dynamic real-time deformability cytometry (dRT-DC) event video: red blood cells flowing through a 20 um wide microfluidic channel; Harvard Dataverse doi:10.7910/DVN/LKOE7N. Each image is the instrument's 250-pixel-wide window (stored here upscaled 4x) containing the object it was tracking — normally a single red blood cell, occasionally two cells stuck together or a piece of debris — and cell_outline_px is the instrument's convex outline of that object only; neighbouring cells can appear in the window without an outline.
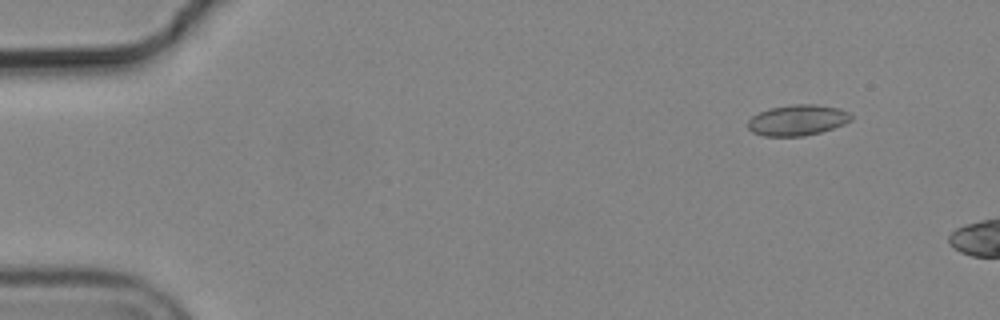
{"species": "common noctule bat (a hibernating species)", "species_latin": "Nyctalus noctula", "temperature_condition": "cold", "stored_images_in_passage": 12, "camera_frame_rate_fps": 3000, "um_per_image_px": 0.085, "animal": {"sex": "male", "body_mass_g": 19.2, "forearm_length_mm": 51.8}, "frame": {"image": 1, "passage_image": 6, "time_ms": 1.667, "image_size_px": [1000, 320], "cell_outline_px": [[852, 120], [844, 124], [820, 132], [804, 136], [764, 136], [752, 132], [748, 128], [748, 120], [752, 116], [768, 108], [792, 104], [816, 104], [840, 108], [848, 112], [852, 116]], "centroid_in_image_um": [67.78, 10.2], "position_along_channel_um": 17.2, "area_um2": 18.61}}